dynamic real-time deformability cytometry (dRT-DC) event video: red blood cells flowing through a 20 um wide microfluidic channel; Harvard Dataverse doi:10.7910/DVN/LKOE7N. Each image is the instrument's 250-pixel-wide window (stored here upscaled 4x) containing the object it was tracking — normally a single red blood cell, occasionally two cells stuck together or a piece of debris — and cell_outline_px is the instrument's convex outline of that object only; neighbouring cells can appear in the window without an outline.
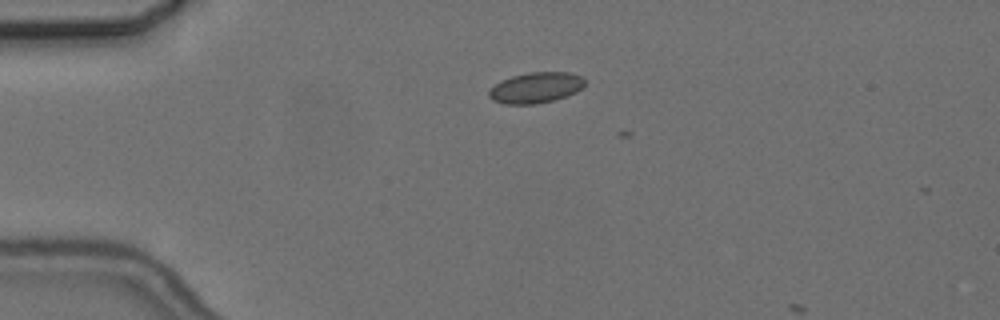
{"species": "common noctule bat (a hibernating species)", "species_latin": "Nyctalus noctula", "temperature_condition": "cold", "stored_images_in_passage": 2, "camera_frame_rate_fps": 3000, "um_per_image_px": 0.085, "animal": {"sex": "female", "body_mass_g": 24.6, "forearm_length_mm": 56.2}, "frame": {"image": 1, "passage_image": 1, "time_ms": 0.0, "image_size_px": [1000, 320], "cell_outline_px": [[588, 80], [576, 92], [556, 100], [536, 104], [504, 104], [492, 100], [488, 96], [488, 92], [500, 80], [512, 76], [528, 72], [568, 72], [580, 76]], "centroid_in_image_um": [45.54, 7.45], "position_along_channel_um": 39.5, "area_um2": 17.28}}